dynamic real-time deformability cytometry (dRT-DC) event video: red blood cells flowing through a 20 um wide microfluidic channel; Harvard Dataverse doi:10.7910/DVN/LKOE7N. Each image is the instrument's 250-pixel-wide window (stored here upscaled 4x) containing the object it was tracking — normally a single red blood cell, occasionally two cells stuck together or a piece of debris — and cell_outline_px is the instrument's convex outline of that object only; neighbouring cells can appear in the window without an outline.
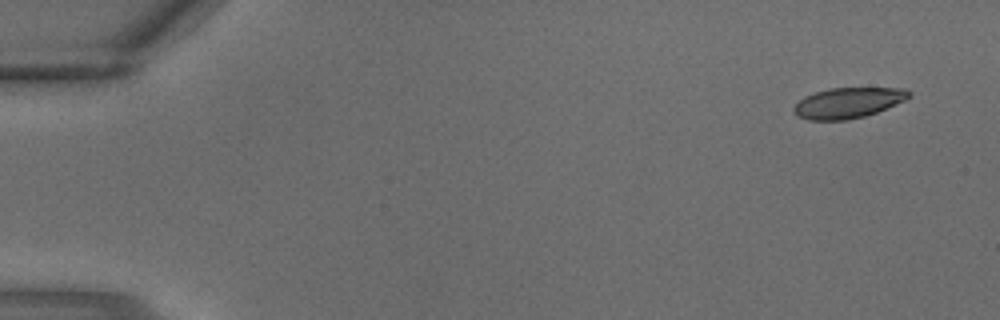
{"species": "common noctule bat (a hibernating species)", "species_latin": "Nyctalus noctula", "temperature_condition": "warm", "stored_images_in_passage": 3, "camera_frame_rate_fps": 3000, "um_per_image_px": 0.085, "animal": {"sex": "male", "body_mass_g": 18.8}, "frame": {"image": 1, "passage_image": 1, "time_ms": 0.0, "image_size_px": [1000, 320], "cell_outline_px": [[912, 96], [904, 100], [876, 112], [864, 116], [844, 120], [808, 120], [796, 116], [792, 112], [792, 108], [804, 96], [828, 88], [904, 88], [912, 92]], "centroid_in_image_um": [72.05, 8.74], "position_along_channel_um": 13.0, "area_um2": 20.46}}
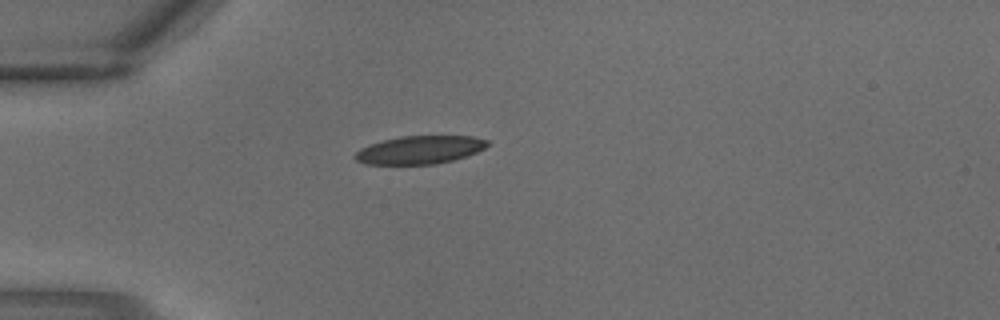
{"frame": {"image": 2, "passage_image": 3, "time_ms": 0.667, "image_size_px": [1000, 320], "cell_outline_px": [[488, 144], [484, 148], [468, 156], [436, 164], [364, 164], [356, 160], [352, 156], [360, 148], [384, 140], [400, 136], [472, 136], [488, 140]], "centroid_in_image_um": [35.67, 12.74], "position_along_channel_um": 49.3, "area_um2": 21.62}}